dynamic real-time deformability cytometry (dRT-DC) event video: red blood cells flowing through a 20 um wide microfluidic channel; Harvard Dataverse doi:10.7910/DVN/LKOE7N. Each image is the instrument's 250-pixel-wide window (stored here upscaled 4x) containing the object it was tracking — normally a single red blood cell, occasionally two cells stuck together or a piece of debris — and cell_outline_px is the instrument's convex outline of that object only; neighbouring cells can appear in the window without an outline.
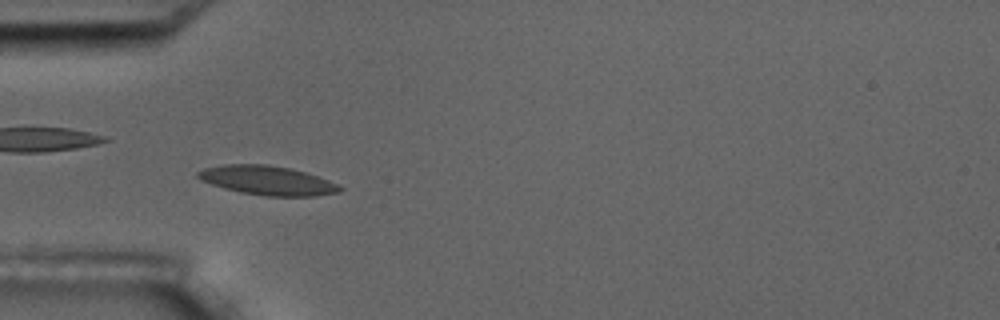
{"species": "common noctule bat (a hibernating species)", "species_latin": "Nyctalus noctula", "temperature_condition": "room temperature", "stored_images_in_passage": 5, "camera_frame_rate_fps": 3000, "um_per_image_px": 0.085, "animal": {"sex": "male", "body_mass_g": 17.5, "forearm_length_mm": 52.3}, "frame": {"image": 1, "passage_image": 3, "time_ms": 3.0, "image_size_px": [1000, 320], "cell_outline_px": [[344, 188], [340, 192], [316, 196], [264, 196], [240, 192], [224, 188], [200, 180], [196, 176], [196, 172], [204, 168], [220, 164], [268, 164], [288, 168], [304, 172], [340, 184]], "centroid_in_image_um": [22.72, 15.34], "position_along_channel_um": 62.3, "area_um2": 24.22}}